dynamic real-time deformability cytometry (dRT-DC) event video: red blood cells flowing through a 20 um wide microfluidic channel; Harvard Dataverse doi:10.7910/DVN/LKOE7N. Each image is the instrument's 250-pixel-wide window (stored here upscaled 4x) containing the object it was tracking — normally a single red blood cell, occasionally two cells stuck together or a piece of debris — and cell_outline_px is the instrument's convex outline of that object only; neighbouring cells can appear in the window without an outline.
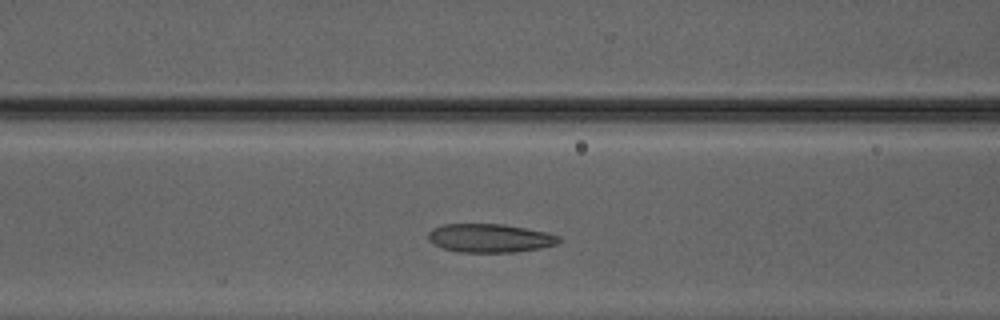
{"species": "Egyptian fruit bat (a non-hibernating species)", "species_latin": "Rousettus aegyptiacus", "temperature_condition": "warm", "stored_images_in_passage": 30, "camera_frame_rate_fps": 3000, "um_per_image_px": 0.085, "animal": {"sex": "male"}, "frame": {"image": 1, "passage_image": 10, "time_ms": 3.0, "image_size_px": [1000, 320], "cell_outline_px": [[560, 240], [556, 244], [540, 248], [516, 252], [460, 252], [440, 248], [428, 240], [428, 232], [432, 228], [444, 224], [504, 224], [544, 232], [560, 236]], "centroid_in_image_um": [41.59, 20.24], "position_along_channel_um": 125.0, "area_um2": 21.73}}
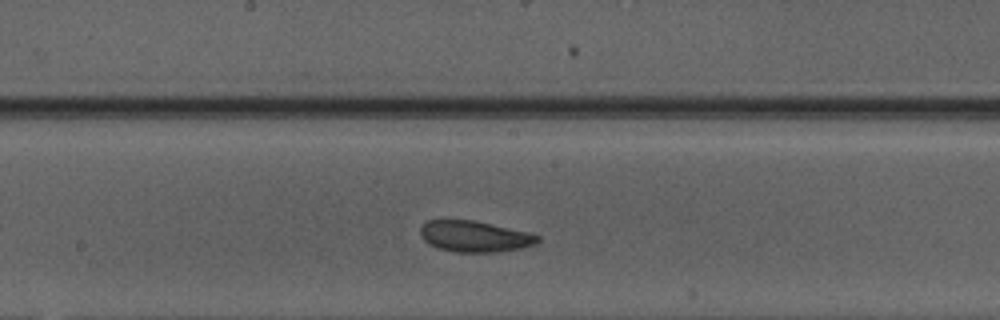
{"frame": {"image": 2, "passage_image": 16, "time_ms": 5.0, "image_size_px": [1000, 320], "cell_outline_px": [[540, 240], [536, 244], [520, 248], [500, 252], [456, 252], [440, 248], [424, 240], [420, 236], [420, 228], [428, 220], [472, 220], [532, 232], [540, 236]], "centroid_in_image_um": [40.41, 20.09], "position_along_channel_um": 207.8, "area_um2": 21.27}}
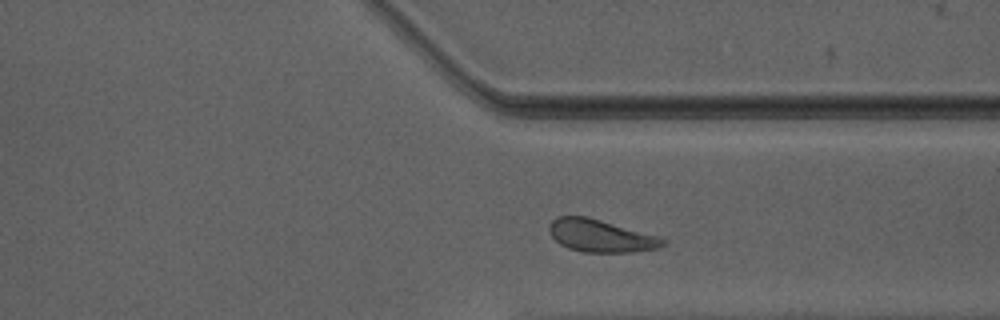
{"frame": {"image": 3, "passage_image": 27, "time_ms": 8.667, "image_size_px": [1000, 320], "cell_outline_px": [[664, 244], [660, 248], [632, 252], [584, 252], [568, 248], [560, 244], [552, 236], [548, 228], [548, 224], [556, 216], [588, 216], [660, 236], [664, 240]], "centroid_in_image_um": [51.05, 20.03], "position_along_channel_um": 360.3, "area_um2": 21.68}, "authors_computed_cell_mechanics": {"area_um2": 21.4727, "velocity_mm_per_s": 4.1505, "shape_relaxation_time_tau1_ms": 3.3725, "shape_relaxation_time_tau2_ms": 1.6876, "deformation_change_tau1": 0.1179, "deformation_change_tau2": 0.0648}}